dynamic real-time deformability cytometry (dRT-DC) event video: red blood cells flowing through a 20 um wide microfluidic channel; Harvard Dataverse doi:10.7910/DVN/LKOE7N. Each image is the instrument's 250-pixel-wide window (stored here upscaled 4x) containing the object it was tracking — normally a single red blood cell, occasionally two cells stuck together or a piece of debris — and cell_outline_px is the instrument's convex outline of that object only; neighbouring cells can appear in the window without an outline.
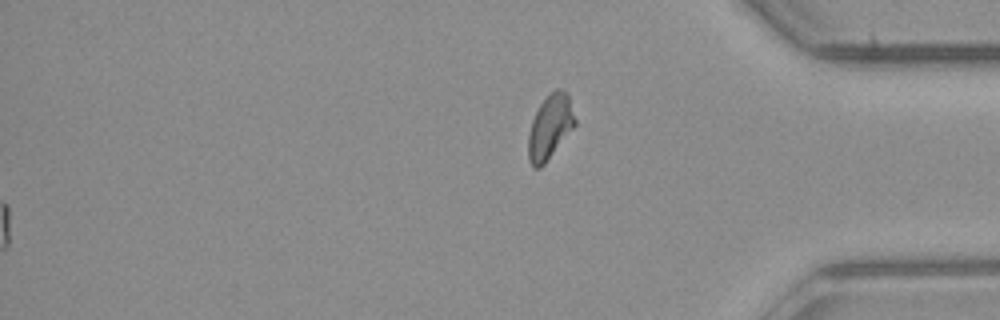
{"species": "common noctule bat (a hibernating species)", "species_latin": "Nyctalus noctula", "temperature_condition": "room temperature", "stored_images_in_passage": 54, "segment_of_instrument_passage": [2, 2], "camera_frame_rate_fps": 3000, "um_per_image_px": 0.085, "animal": {"sex": "male", "body_mass_g": 23.1, "forearm_length_mm": 52.7}, "frame": {"image": 1, "passage_image": 54, "time_ms": 17.667, "image_size_px": [1000, 320], "cell_outline_px": [[576, 124], [544, 164], [540, 168], [532, 168], [528, 160], [528, 136], [532, 120], [540, 104], [556, 88], [560, 88], [568, 92], [576, 120]], "centroid_in_image_um": [46.75, 10.79], "position_along_channel_um": 388.4, "area_um2": 17.4}}